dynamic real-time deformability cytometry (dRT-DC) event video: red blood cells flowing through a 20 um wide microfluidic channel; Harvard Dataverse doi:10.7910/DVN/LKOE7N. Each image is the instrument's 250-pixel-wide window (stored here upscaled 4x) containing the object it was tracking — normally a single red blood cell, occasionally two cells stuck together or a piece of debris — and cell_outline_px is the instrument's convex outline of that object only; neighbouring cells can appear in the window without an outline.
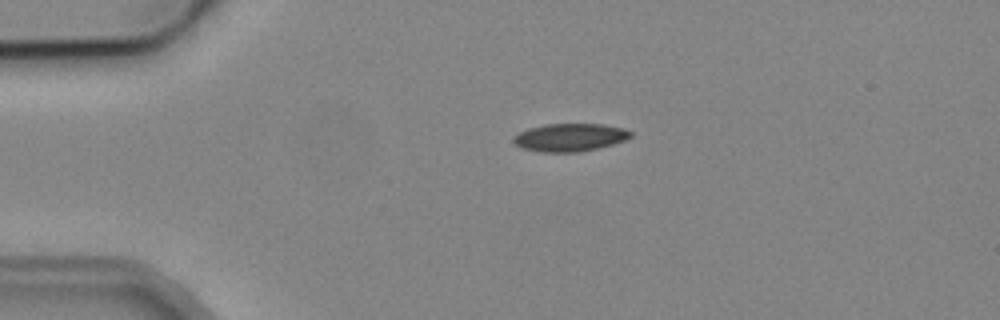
{"species": "common noctule bat (a hibernating species)", "species_latin": "Nyctalus noctula", "temperature_condition": "cold", "stored_images_in_passage": 3, "camera_frame_rate_fps": 3000, "um_per_image_px": 0.085, "animal": {"sex": "male", "body_mass_g": 19.2, "forearm_length_mm": 51.8}, "frame": {"image": 1, "passage_image": 2, "time_ms": 1.0, "image_size_px": [1000, 320], "cell_outline_px": [[632, 136], [624, 140], [612, 144], [580, 152], [540, 152], [520, 148], [512, 140], [512, 136], [528, 128], [544, 124], [604, 124], [624, 128], [632, 132]], "centroid_in_image_um": [48.41, 11.67], "position_along_channel_um": 36.6, "area_um2": 19.13}}